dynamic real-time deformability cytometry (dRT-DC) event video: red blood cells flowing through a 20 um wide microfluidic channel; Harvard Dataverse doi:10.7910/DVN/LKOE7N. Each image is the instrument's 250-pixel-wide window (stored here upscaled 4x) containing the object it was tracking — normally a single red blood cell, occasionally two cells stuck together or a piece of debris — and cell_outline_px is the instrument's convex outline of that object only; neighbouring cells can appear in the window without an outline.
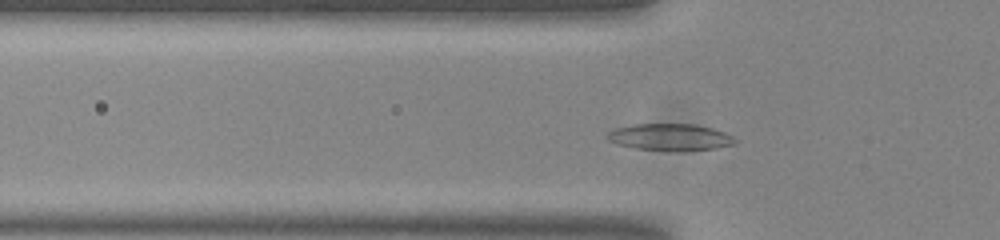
{"species": "common noctule bat (a hibernating species)", "species_latin": "Nyctalus noctula", "temperature_condition": "room temperature", "stored_images_in_passage": 48, "camera_frame_rate_fps": 3000, "um_per_image_px": 0.085, "animal": {"sex": "male", "body_mass_g": 20.0, "forearm_length_mm": 53.3}, "frame": {"image": 1, "passage_image": 11, "time_ms": 3.333, "image_size_px": [1000, 240], "cell_outline_px": [[736, 144], [716, 148], [680, 152], [676, 152], [636, 148], [616, 144], [608, 140], [604, 136], [608, 132], [616, 128], [632, 124], [696, 124], [712, 128], [724, 132], [732, 136], [736, 140]], "centroid_in_image_um": [56.95, 11.67], "position_along_channel_um": 68.8, "area_um2": 20.29}}
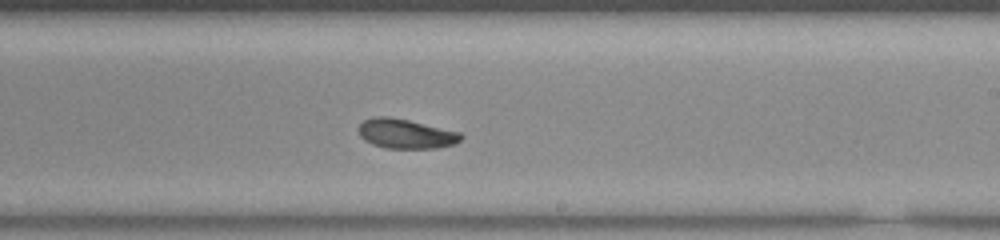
{"frame": {"image": 2, "passage_image": 26, "time_ms": 8.333, "image_size_px": [1000, 240], "cell_outline_px": [[464, 136], [456, 144], [436, 148], [384, 148], [372, 144], [364, 140], [360, 136], [360, 124], [364, 120], [372, 116], [388, 116], [408, 120], [460, 132]], "centroid_in_image_um": [34.5, 11.37], "position_along_channel_um": 254.5, "area_um2": 17.63}}
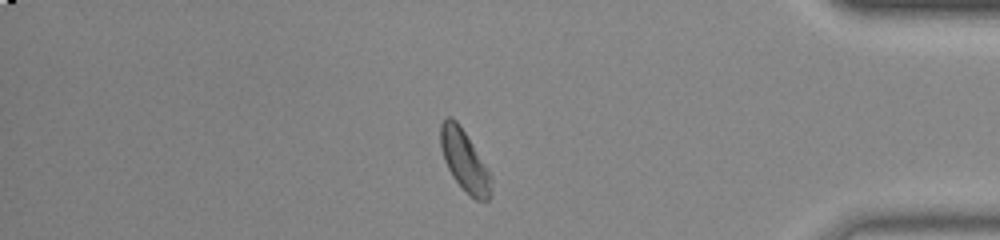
{"frame": {"image": 3, "passage_image": 40, "time_ms": 13.0, "image_size_px": [1000, 240], "cell_outline_px": [[492, 196], [488, 200], [476, 200], [452, 176], [444, 160], [440, 144], [440, 124], [448, 116], [456, 120], [488, 168], [492, 176]], "centroid_in_image_um": [39.5, 13.67], "position_along_channel_um": 395.7, "area_um2": 17.74}, "authors_computed_cell_mechanics": {"area_um2": 17.8602, "velocity_mm_per_s": 3.7064, "shape_relaxation_time_tau1_ms": 3.3692, "shape_relaxation_time_tau2_ms": 7.5733, "deformation_change_tau1": 0.1272, "deformation_change_tau2": 0.1357}}